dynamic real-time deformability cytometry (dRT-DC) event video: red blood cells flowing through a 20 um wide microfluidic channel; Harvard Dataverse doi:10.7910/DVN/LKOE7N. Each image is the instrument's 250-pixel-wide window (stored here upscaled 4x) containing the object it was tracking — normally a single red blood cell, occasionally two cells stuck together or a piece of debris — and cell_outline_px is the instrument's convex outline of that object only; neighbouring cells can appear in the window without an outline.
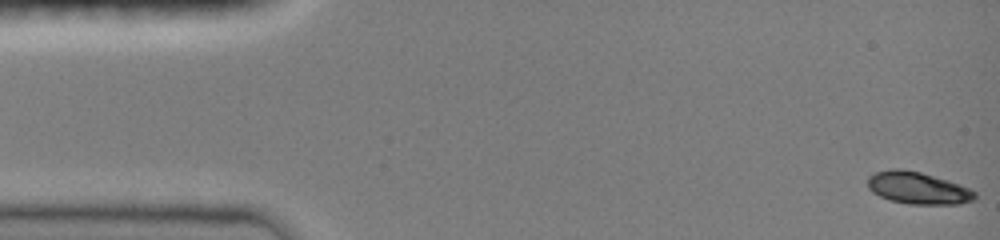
{"species": "common noctule bat (a hibernating species)", "species_latin": "Nyctalus noctula", "temperature_condition": "room temperature", "stored_images_in_passage": 21, "camera_frame_rate_fps": 3000, "um_per_image_px": 0.085, "animal": {"sex": "female", "body_mass_g": 19.0, "forearm_length_mm": 51.5}, "frame": {"image": 1, "passage_image": 1, "time_ms": 0.0, "image_size_px": [1000, 240], "cell_outline_px": [[976, 200], [960, 204], [908, 204], [888, 200], [872, 192], [868, 188], [868, 176], [876, 172], [892, 168], [900, 168], [920, 172], [948, 180], [960, 184], [976, 192]], "centroid_in_image_um": [78.02, 15.99], "position_along_channel_um": 7.0, "area_um2": 20.23}}
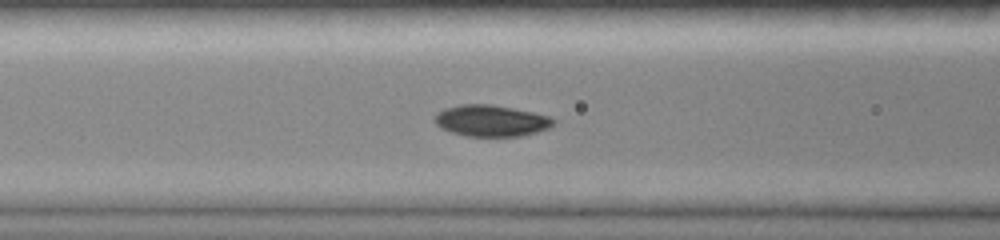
{"frame": {"image": 2, "passage_image": 15, "time_ms": 6.0, "image_size_px": [1000, 240], "cell_outline_px": [[556, 124], [548, 128], [536, 132], [520, 136], [464, 136], [440, 128], [432, 120], [444, 108], [460, 104], [492, 104], [552, 116], [556, 120]], "centroid_in_image_um": [41.76, 10.26], "position_along_channel_um": 124.8, "area_um2": 21.85}}
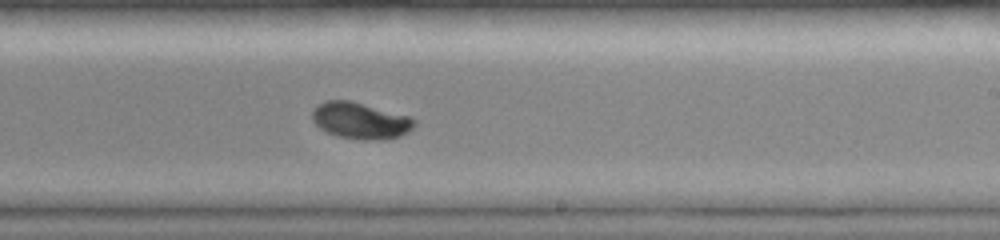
{"frame": {"image": 3, "passage_image": 21, "time_ms": 9.333, "image_size_px": [1000, 240], "cell_outline_px": [[416, 124], [408, 132], [400, 136], [384, 140], [364, 140], [340, 136], [328, 132], [320, 128], [312, 120], [312, 112], [316, 104], [324, 100], [352, 100], [408, 116], [416, 120]], "centroid_in_image_um": [30.63, 10.24], "position_along_channel_um": 258.4, "area_um2": 21.79}}